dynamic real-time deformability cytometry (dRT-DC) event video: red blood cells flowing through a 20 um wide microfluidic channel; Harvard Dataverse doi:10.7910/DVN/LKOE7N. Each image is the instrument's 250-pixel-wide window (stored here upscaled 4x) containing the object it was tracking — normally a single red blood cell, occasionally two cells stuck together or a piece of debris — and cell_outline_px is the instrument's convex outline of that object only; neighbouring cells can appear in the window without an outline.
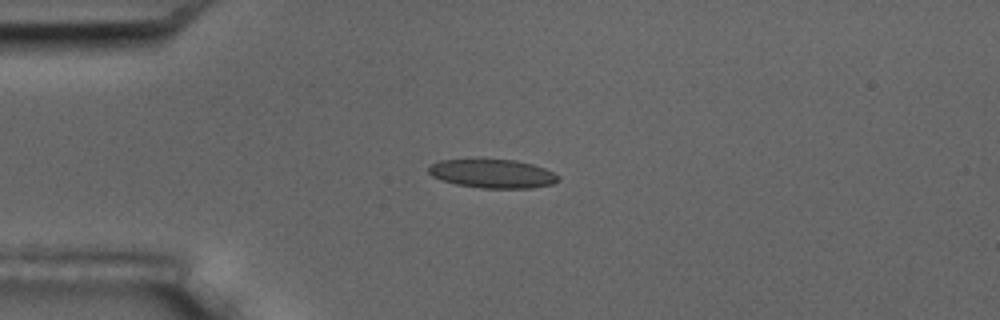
{"species": "common noctule bat (a hibernating species)", "species_latin": "Nyctalus noctula", "temperature_condition": "room temperature", "stored_images_in_passage": 5, "camera_frame_rate_fps": 3000, "um_per_image_px": 0.085, "animal": {"sex": "male", "body_mass_g": 17.5, "forearm_length_mm": 52.3}, "frame": {"image": 1, "passage_image": 4, "time_ms": 4.333, "image_size_px": [1000, 320], "cell_outline_px": [[560, 180], [552, 184], [532, 188], [480, 188], [456, 184], [440, 180], [432, 176], [428, 172], [428, 168], [432, 164], [440, 160], [516, 160], [532, 164], [544, 168], [560, 176]], "centroid_in_image_um": [41.88, 14.77], "position_along_channel_um": 43.1, "area_um2": 21.62}}